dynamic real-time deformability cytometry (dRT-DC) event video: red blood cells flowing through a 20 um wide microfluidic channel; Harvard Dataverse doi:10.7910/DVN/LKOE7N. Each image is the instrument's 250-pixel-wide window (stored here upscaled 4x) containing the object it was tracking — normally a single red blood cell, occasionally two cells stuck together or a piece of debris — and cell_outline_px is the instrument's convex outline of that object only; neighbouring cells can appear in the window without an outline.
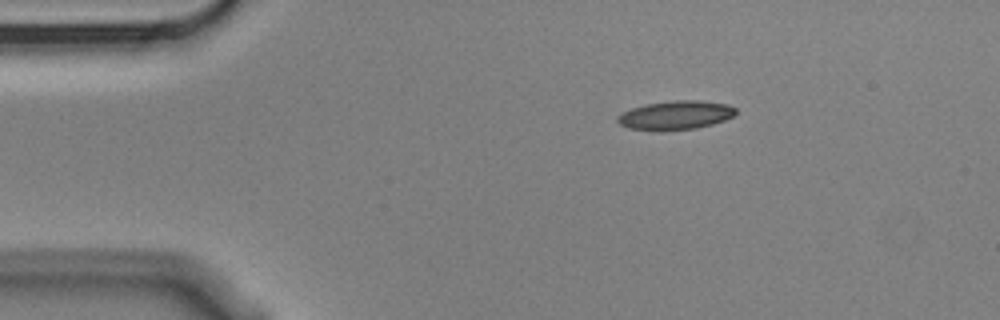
{"species": "Egyptian fruit bat (a non-hibernating species)", "species_latin": "Rousettus aegyptiacus", "temperature_condition": "cold", "stored_images_in_passage": 3, "camera_frame_rate_fps": 3000, "um_per_image_px": 0.085, "animal": {"sex": "male"}, "frame": {"image": 1, "passage_image": 1, "time_ms": 0.0, "image_size_px": [1000, 320], "cell_outline_px": [[736, 112], [732, 116], [724, 120], [712, 124], [696, 128], [660, 132], [628, 128], [620, 124], [616, 120], [616, 116], [632, 108], [644, 104], [672, 100], [700, 100], [728, 104], [736, 108]], "centroid_in_image_um": [57.4, 9.8], "position_along_channel_um": 27.6, "area_um2": 20.17}}
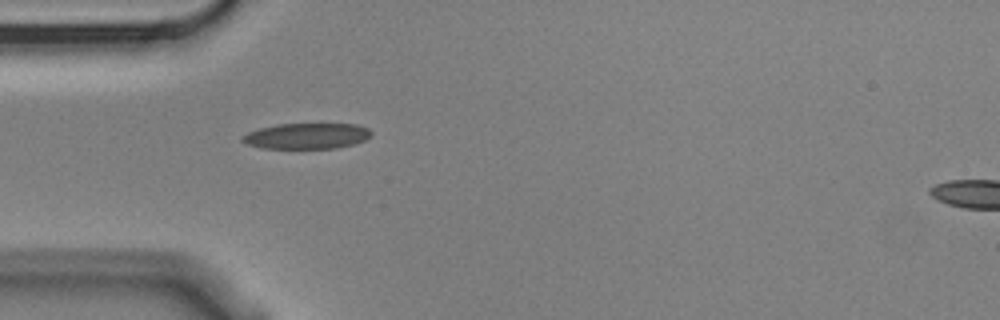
{"frame": {"image": 2, "passage_image": 3, "time_ms": 0.667, "image_size_px": [1000, 320], "cell_outline_px": [[372, 132], [364, 140], [352, 144], [336, 148], [260, 148], [248, 144], [240, 140], [240, 136], [248, 132], [260, 128], [276, 124], [356, 124], [368, 128]], "centroid_in_image_um": [26.02, 11.55], "position_along_channel_um": 59.0, "area_um2": 19.25}}